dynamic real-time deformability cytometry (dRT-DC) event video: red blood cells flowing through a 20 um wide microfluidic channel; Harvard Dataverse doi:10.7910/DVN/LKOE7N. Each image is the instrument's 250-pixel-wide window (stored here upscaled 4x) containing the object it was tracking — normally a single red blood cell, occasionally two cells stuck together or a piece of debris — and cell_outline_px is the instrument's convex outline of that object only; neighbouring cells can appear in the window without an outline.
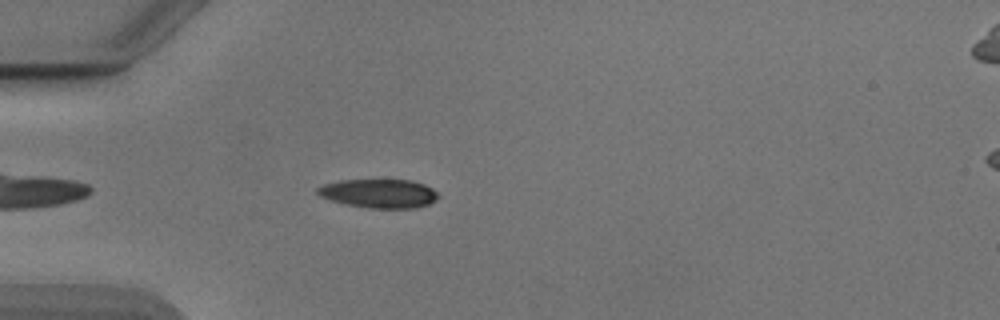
{"species": "Egyptian fruit bat (a non-hibernating species)", "species_latin": "Rousettus aegyptiacus", "temperature_condition": "cold", "stored_images_in_passage": 42, "camera_frame_rate_fps": 3000, "um_per_image_px": 0.085, "animal": {"sex": "male"}, "frame": {"image": 1, "passage_image": 5, "time_ms": 1.333, "image_size_px": [1000, 320], "cell_outline_px": [[440, 196], [436, 200], [428, 204], [416, 208], [368, 208], [344, 204], [320, 196], [316, 192], [316, 188], [324, 184], [340, 180], [412, 180], [424, 184], [432, 188]], "centroid_in_image_um": [32.22, 16.44], "position_along_channel_um": 52.8, "area_um2": 20.35}}
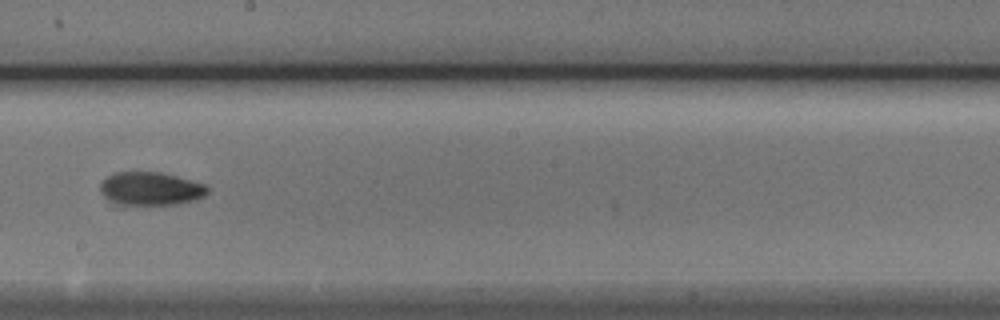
{"frame": {"image": 2, "passage_image": 20, "time_ms": 6.333, "image_size_px": [1000, 320], "cell_outline_px": [[208, 192], [204, 196], [196, 200], [176, 204], [124, 208], [116, 208], [100, 192], [100, 184], [108, 176], [116, 172], [160, 172], [208, 184]], "centroid_in_image_um": [12.76, 16.1], "position_along_channel_um": 235.4, "area_um2": 21.91}}
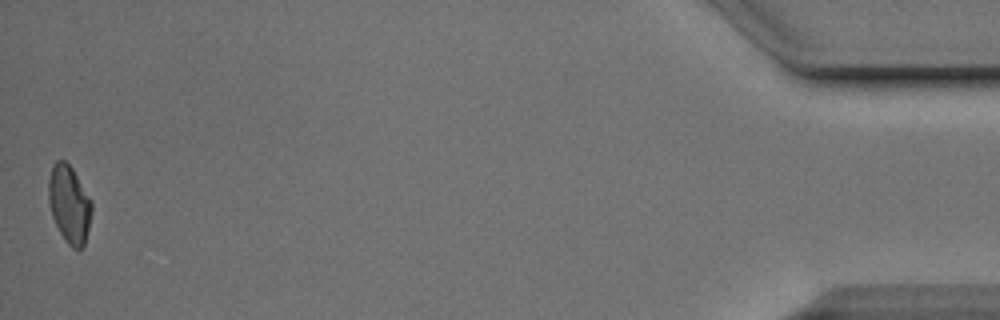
{"frame": {"image": 3, "passage_image": 42, "time_ms": 13.667, "image_size_px": [1000, 320], "cell_outline_px": [[92, 212], [84, 244], [80, 248], [72, 248], [64, 240], [52, 216], [48, 200], [48, 180], [52, 168], [56, 160], [64, 160], [72, 168], [92, 200]], "centroid_in_image_um": [5.88, 17.34], "position_along_channel_um": 429.3, "area_um2": 19.42}, "authors_computed_cell_mechanics": {"area_um2": 20.6057, "velocity_mm_per_s": 3.8956, "shape_relaxation_time_tau1_ms": 5.0445, "shape_relaxation_time_tau2_ms": 3.6288, "deformation_change_tau1": 0.1612, "deformation_change_tau2": 0.0863}}